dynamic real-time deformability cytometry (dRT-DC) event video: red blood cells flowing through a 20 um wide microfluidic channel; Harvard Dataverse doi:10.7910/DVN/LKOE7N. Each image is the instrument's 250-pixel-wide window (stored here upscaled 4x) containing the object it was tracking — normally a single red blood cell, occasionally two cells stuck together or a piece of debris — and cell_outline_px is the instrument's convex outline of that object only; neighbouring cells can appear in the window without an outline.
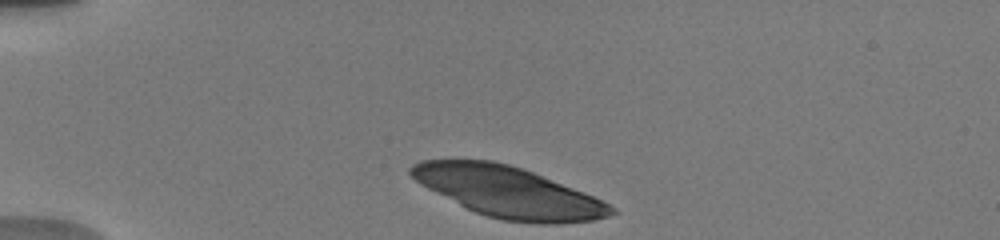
{"species": "human", "species_latin": "Homo sapiens", "temperature_condition": "warm", "stored_images_in_passage": 7, "camera_frame_rate_fps": 3000, "um_per_image_px": 0.085, "donor": {"sex": "male"}, "frame": {"image": 1, "passage_image": 1, "time_ms": 0.0, "image_size_px": [1000, 240], "cell_outline_px": [[616, 212], [608, 216], [592, 220], [560, 224], [536, 224], [504, 220], [488, 216], [476, 212], [420, 184], [408, 172], [408, 168], [412, 164], [420, 160], [492, 160], [508, 164], [532, 172], [584, 192], [616, 208]], "centroid_in_image_um": [43.21, 16.32], "position_along_channel_um": 41.8, "area_um2": 58.49}}